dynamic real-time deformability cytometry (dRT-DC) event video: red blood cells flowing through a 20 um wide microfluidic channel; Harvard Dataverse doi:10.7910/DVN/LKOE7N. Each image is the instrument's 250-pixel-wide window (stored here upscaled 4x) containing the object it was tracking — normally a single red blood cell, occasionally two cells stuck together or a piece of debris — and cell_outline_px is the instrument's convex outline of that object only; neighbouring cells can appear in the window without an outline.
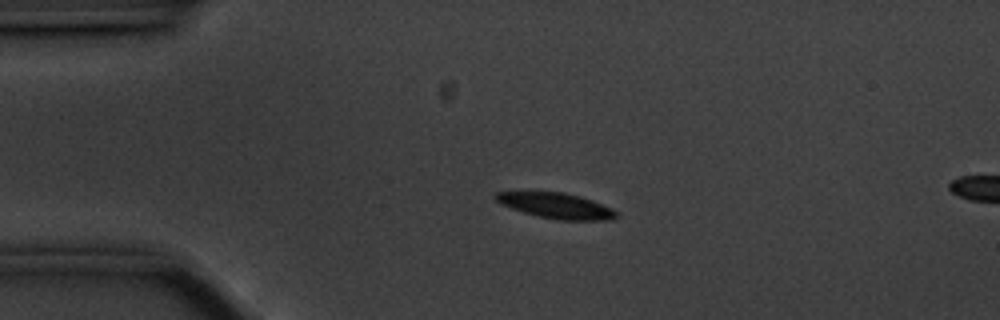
{"species": "common noctule bat (a hibernating species)", "species_latin": "Nyctalus noctula", "temperature_condition": "cold", "stored_images_in_passage": 16, "camera_frame_rate_fps": 3000, "um_per_image_px": 0.085, "animal": {"sex": "male", "body_mass_g": 20.1, "forearm_length_mm": 53.5}, "frame": {"image": 1, "passage_image": 12, "time_ms": 3.667, "image_size_px": [1000, 320], "cell_outline_px": [[620, 216], [612, 220], [556, 220], [536, 216], [500, 204], [492, 196], [496, 192], [564, 192], [580, 196], [592, 200], [612, 208]], "centroid_in_image_um": [47.29, 17.49], "position_along_channel_um": 37.7, "area_um2": 18.03}}